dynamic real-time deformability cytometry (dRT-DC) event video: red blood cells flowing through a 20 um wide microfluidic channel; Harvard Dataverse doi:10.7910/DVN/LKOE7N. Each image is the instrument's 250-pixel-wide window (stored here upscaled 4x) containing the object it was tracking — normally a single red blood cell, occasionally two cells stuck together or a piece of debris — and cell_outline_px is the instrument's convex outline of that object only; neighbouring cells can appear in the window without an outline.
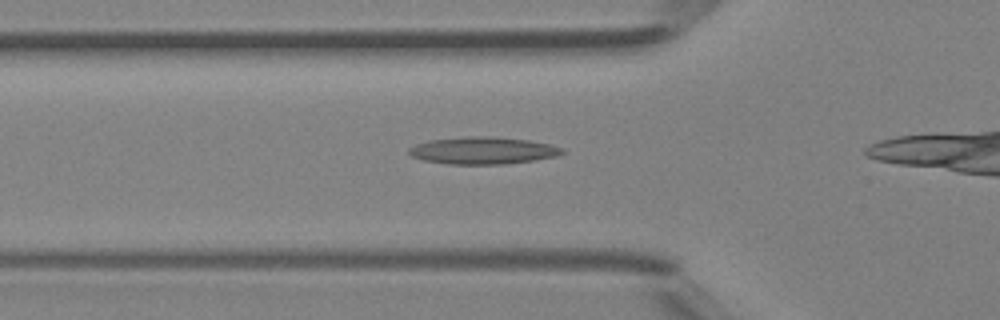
{"species": "Egyptian fruit bat (a non-hibernating species)", "species_latin": "Rousettus aegyptiacus", "temperature_condition": "room temperature", "stored_images_in_passage": 25, "camera_frame_rate_fps": 3000, "um_per_image_px": 0.085, "animal": {"sex": "female"}, "frame": {"image": 1, "passage_image": 3, "time_ms": 0.667, "image_size_px": [1000, 320], "cell_outline_px": [[564, 152], [556, 156], [532, 160], [504, 164], [448, 164], [424, 160], [412, 156], [408, 152], [408, 148], [416, 144], [428, 140], [468, 136], [492, 136], [528, 140], [548, 144], [564, 148]], "centroid_in_image_um": [41.02, 12.79], "position_along_channel_um": 84.8, "area_um2": 24.16}}
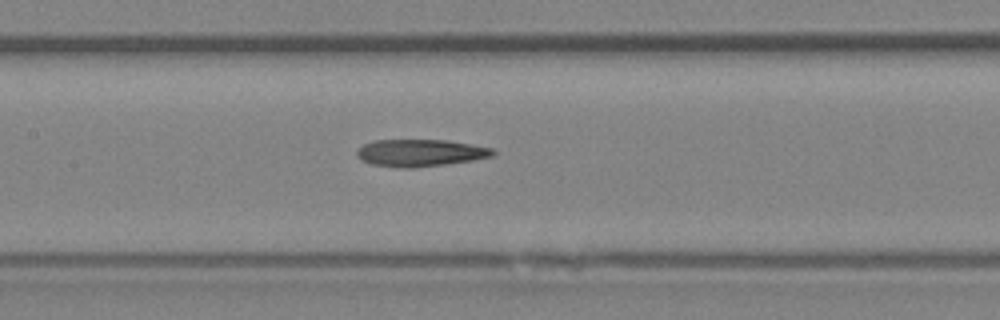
{"frame": {"image": 2, "passage_image": 9, "time_ms": 2.667, "image_size_px": [1000, 320], "cell_outline_px": [[496, 152], [492, 156], [472, 160], [416, 168], [400, 168], [372, 164], [360, 160], [356, 156], [356, 152], [364, 144], [376, 140], [444, 140], [472, 144], [492, 148]], "centroid_in_image_um": [35.7, 13.0], "position_along_channel_um": 171.7, "area_um2": 21.44}}
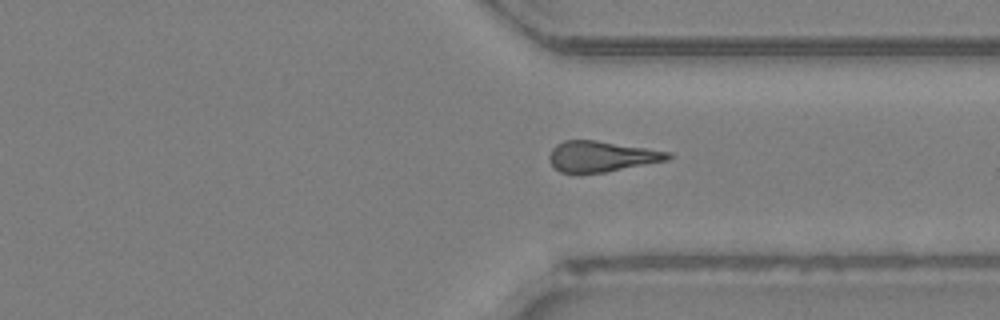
{"frame": {"image": 3, "passage_image": 22, "time_ms": 7.0, "image_size_px": [1000, 320], "cell_outline_px": [[672, 156], [668, 160], [604, 172], [560, 172], [548, 160], [548, 156], [552, 148], [556, 144], [564, 140], [596, 140], [672, 152]], "centroid_in_image_um": [51.12, 13.27], "position_along_channel_um": 360.3, "area_um2": 21.04}}